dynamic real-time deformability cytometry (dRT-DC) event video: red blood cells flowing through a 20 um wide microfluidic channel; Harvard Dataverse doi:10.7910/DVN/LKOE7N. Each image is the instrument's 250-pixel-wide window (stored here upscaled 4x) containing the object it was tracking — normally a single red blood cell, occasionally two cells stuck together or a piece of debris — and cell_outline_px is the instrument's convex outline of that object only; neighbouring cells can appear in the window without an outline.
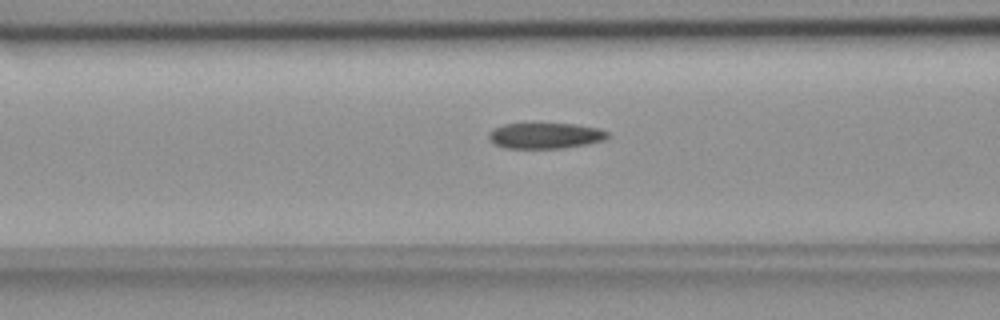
{"species": "common noctule bat (a hibernating species)", "species_latin": "Nyctalus noctula", "temperature_condition": "room temperature", "stored_images_in_passage": 31, "camera_frame_rate_fps": 3000, "um_per_image_px": 0.085, "animal": {"sex": "female", "body_mass_g": 18.4}, "frame": {"image": 1, "passage_image": 6, "time_ms": 1.667, "image_size_px": [1000, 320], "cell_outline_px": [[608, 136], [604, 140], [588, 144], [564, 148], [504, 148], [488, 140], [488, 132], [492, 128], [504, 124], [536, 120], [576, 124], [600, 128], [608, 132]], "centroid_in_image_um": [46.3, 11.47], "position_along_channel_um": 120.3, "area_um2": 19.02}}
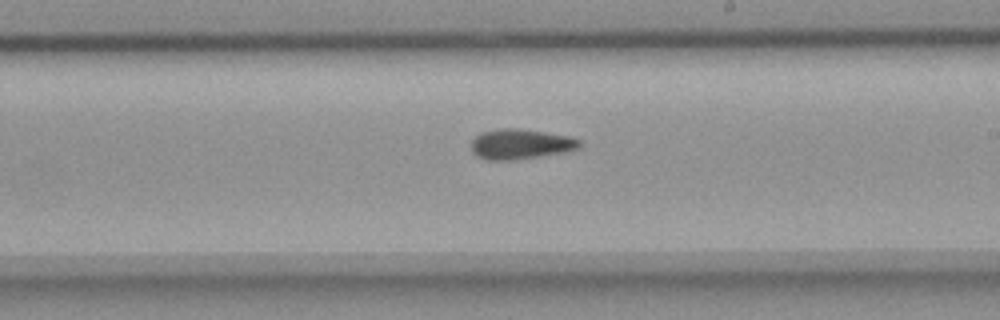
{"frame": {"image": 2, "passage_image": 16, "time_ms": 5.0, "image_size_px": [1000, 320], "cell_outline_px": [[580, 148], [564, 152], [516, 160], [488, 160], [476, 156], [472, 152], [472, 140], [480, 132], [504, 128], [516, 128], [572, 136], [580, 140]], "centroid_in_image_um": [44.25, 12.25], "position_along_channel_um": 244.8, "area_um2": 19.07}}
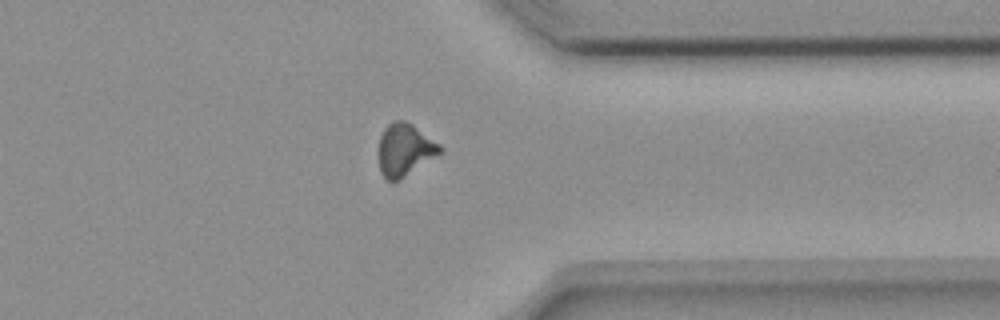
{"frame": {"image": 3, "passage_image": 27, "time_ms": 8.667, "image_size_px": [1000, 320], "cell_outline_px": [[444, 152], [396, 180], [388, 180], [380, 172], [380, 136], [384, 128], [392, 120], [404, 120], [412, 124], [440, 144], [444, 148]], "centroid_in_image_um": [34.44, 12.68], "position_along_channel_um": 377.0, "area_um2": 18.38}, "authors_computed_cell_mechanics": {"area_um2": 18.496, "velocity_mm_per_s": 3.7483, "shape_relaxation_time_tau1_ms": null, "shape_relaxation_time_tau2_ms": 7.8435, "deformation_change_tau1": null, "deformation_change_tau2": 0.1575}}